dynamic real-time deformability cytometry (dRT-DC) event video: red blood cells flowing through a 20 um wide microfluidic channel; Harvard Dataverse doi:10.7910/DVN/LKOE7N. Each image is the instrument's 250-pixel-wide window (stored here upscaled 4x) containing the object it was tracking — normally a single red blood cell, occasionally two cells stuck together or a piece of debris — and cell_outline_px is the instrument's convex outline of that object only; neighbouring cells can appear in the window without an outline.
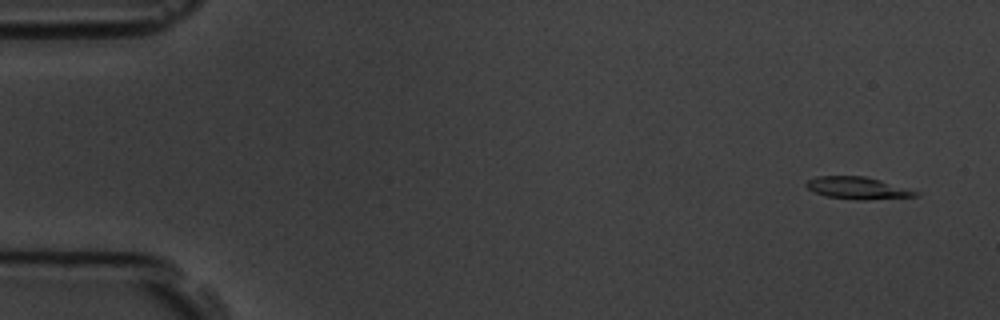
{"species": "common noctule bat (a hibernating species)", "species_latin": "Nyctalus noctula", "temperature_condition": "room temperature", "stored_images_in_passage": 4, "camera_frame_rate_fps": 3000, "um_per_image_px": 0.085, "animal": {"sex": "male", "body_mass_g": 19.5, "forearm_length_mm": 54.6}, "frame": {"image": 1, "passage_image": 1, "time_ms": 0.0, "image_size_px": [1000, 320], "cell_outline_px": [[920, 196], [868, 200], [856, 200], [828, 196], [816, 192], [808, 188], [804, 184], [808, 180], [816, 176], [864, 176], [880, 180], [920, 192]], "centroid_in_image_um": [72.93, 15.98], "position_along_channel_um": 12.1, "area_um2": 14.05}}
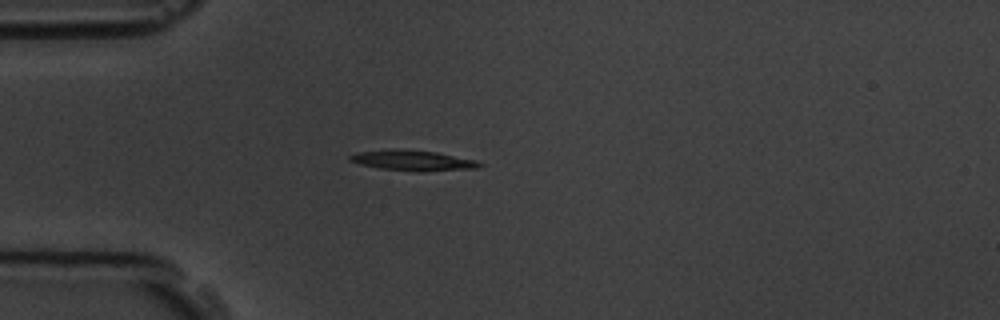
{"frame": {"image": 2, "passage_image": 4, "time_ms": 4.0, "image_size_px": [1000, 320], "cell_outline_px": [[484, 164], [476, 168], [420, 172], [380, 168], [360, 164], [348, 160], [348, 156], [360, 152], [392, 148], [436, 152], [476, 160]], "centroid_in_image_um": [35.09, 13.64], "position_along_channel_um": 49.9, "area_um2": 15.37}}